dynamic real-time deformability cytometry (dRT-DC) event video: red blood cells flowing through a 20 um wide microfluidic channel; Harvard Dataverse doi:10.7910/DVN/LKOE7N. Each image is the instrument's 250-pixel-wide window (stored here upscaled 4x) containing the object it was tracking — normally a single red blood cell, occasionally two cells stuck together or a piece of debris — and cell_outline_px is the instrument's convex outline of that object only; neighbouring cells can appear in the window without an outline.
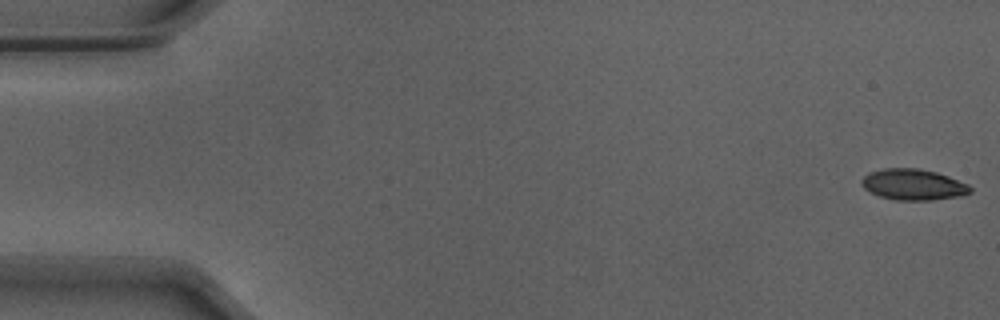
{"species": "Egyptian fruit bat (a non-hibernating species)", "species_latin": "Rousettus aegyptiacus", "temperature_condition": "warm", "stored_images_in_passage": 5, "camera_frame_rate_fps": 3000, "um_per_image_px": 0.085, "animal": {"sex": "male"}, "frame": {"image": 1, "passage_image": 1, "time_ms": 0.0, "image_size_px": [1000, 320], "cell_outline_px": [[972, 192], [964, 196], [932, 200], [896, 200], [880, 196], [864, 188], [860, 184], [860, 180], [868, 172], [884, 168], [920, 168], [936, 172], [948, 176], [968, 184], [972, 188]], "centroid_in_image_um": [77.64, 15.68], "position_along_channel_um": 7.4, "area_um2": 19.83}}